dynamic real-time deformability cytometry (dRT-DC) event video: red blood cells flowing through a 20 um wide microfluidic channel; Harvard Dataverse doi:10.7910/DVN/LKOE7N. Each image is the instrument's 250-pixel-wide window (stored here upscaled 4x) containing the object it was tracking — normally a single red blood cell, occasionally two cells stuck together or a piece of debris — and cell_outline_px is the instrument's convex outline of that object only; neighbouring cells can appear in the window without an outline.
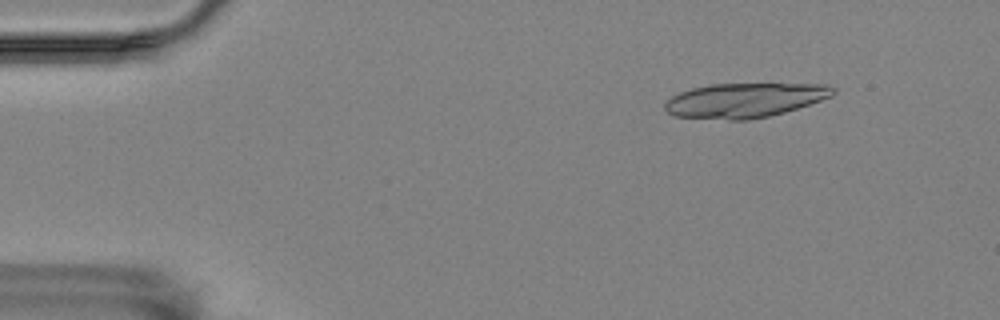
{"species": "Egyptian fruit bat (a non-hibernating species)", "species_latin": "Rousettus aegyptiacus", "temperature_condition": "room temperature", "stored_images_in_passage": 15, "camera_frame_rate_fps": 3000, "um_per_image_px": 0.085, "animal": {"sex": "female"}, "frame": {"image": 1, "passage_image": 7, "time_ms": 2.0, "image_size_px": [1000, 320], "cell_outline_px": [[836, 92], [832, 96], [784, 112], [768, 116], [748, 120], [728, 120], [676, 116], [668, 112], [664, 108], [664, 104], [672, 96], [680, 92], [692, 88], [712, 84], [828, 84], [836, 88]], "centroid_in_image_um": [63.3, 8.52], "position_along_channel_um": 21.7, "area_um2": 33.64}}